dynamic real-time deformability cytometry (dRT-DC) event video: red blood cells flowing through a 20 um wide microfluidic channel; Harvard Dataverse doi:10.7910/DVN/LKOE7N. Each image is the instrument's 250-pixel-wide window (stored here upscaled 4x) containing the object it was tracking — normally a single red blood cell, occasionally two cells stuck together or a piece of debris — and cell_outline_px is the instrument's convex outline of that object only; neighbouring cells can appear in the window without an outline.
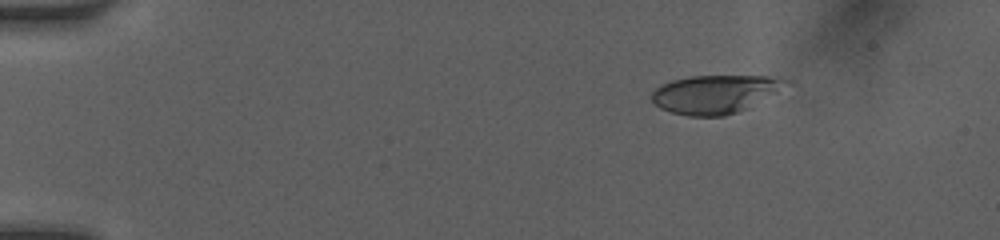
{"species": "human", "species_latin": "Homo sapiens", "temperature_condition": "room temperature", "stored_images_in_passage": 13, "camera_frame_rate_fps": 3000, "um_per_image_px": 0.085, "donor": {"sex": "female"}, "frame": {"image": 1, "passage_image": 1, "time_ms": 0.0, "image_size_px": [1000, 240], "cell_outline_px": [[788, 80], [776, 92], [736, 112], [724, 116], [688, 116], [672, 112], [660, 108], [652, 100], [652, 92], [660, 84], [672, 80], [688, 76], [768, 76]], "centroid_in_image_um": [60.67, 7.99], "position_along_channel_um": 24.3, "area_um2": 29.3}}
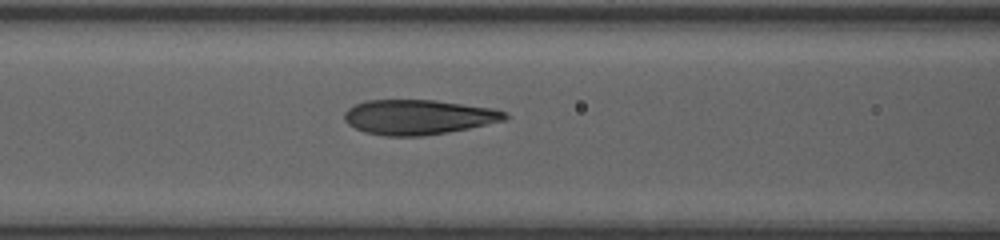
{"frame": {"image": 2, "passage_image": 8, "time_ms": 5.0, "image_size_px": [1000, 240], "cell_outline_px": [[508, 116], [504, 120], [468, 128], [448, 132], [420, 136], [384, 136], [364, 132], [348, 124], [344, 120], [344, 112], [348, 108], [356, 104], [368, 100], [436, 100], [492, 108], [504, 112]], "centroid_in_image_um": [35.51, 9.95], "position_along_channel_um": 131.1, "area_um2": 32.43}}
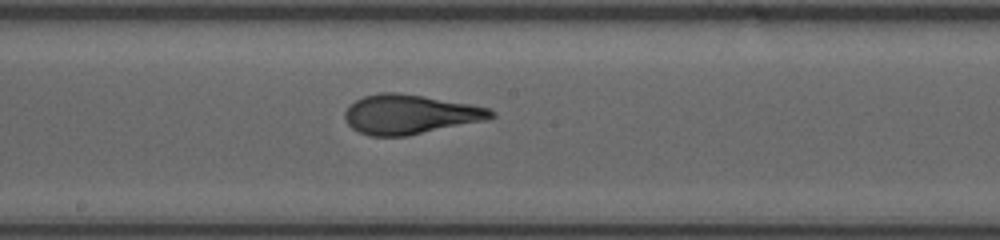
{"frame": {"image": 3, "passage_image": 13, "time_ms": 7.0, "image_size_px": [1000, 240], "cell_outline_px": [[496, 116], [484, 120], [408, 136], [368, 136], [352, 128], [348, 124], [344, 116], [344, 112], [356, 100], [364, 96], [380, 92], [396, 92], [424, 96], [468, 104], [488, 108], [496, 112]], "centroid_in_image_um": [34.82, 9.72], "position_along_channel_um": 213.4, "area_um2": 33.35}}